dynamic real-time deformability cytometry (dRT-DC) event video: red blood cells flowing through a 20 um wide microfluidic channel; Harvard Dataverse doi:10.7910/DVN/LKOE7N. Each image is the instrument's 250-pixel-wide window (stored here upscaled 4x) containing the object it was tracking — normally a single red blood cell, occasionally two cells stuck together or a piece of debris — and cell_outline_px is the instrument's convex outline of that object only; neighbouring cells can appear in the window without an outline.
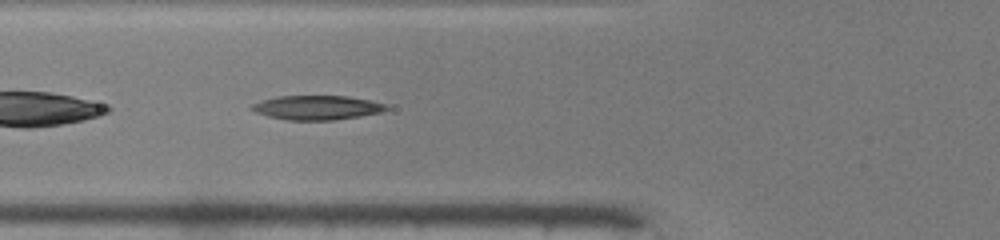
{"species": "common noctule bat (a hibernating species)", "species_latin": "Nyctalus noctula", "temperature_condition": "warm", "stored_images_in_passage": 34, "camera_frame_rate_fps": 3000, "um_per_image_px": 0.085, "animal": {"sex": "male", "body_mass_g": 19.0, "forearm_length_mm": 50.8}, "frame": {"image": 1, "passage_image": 4, "time_ms": 1.0, "image_size_px": [1000, 240], "cell_outline_px": [[388, 108], [380, 112], [360, 116], [336, 120], [288, 120], [268, 116], [256, 112], [252, 108], [252, 104], [276, 96], [348, 96], [388, 104]], "centroid_in_image_um": [26.97, 9.14], "position_along_channel_um": 98.8, "area_um2": 18.84}}
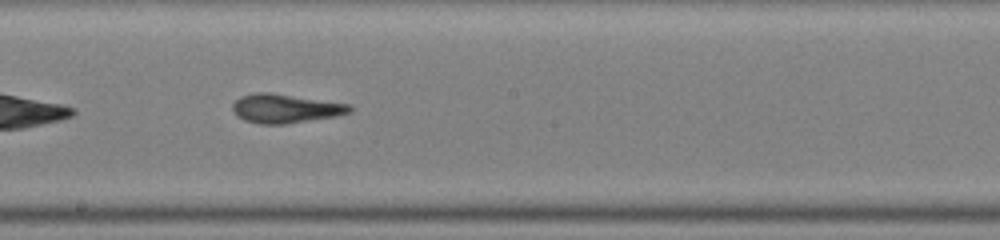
{"frame": {"image": 2, "passage_image": 13, "time_ms": 4.0, "image_size_px": [1000, 240], "cell_outline_px": [[352, 112], [336, 116], [284, 124], [260, 124], [244, 120], [236, 116], [232, 108], [232, 104], [240, 96], [256, 92], [268, 92], [352, 104]], "centroid_in_image_um": [24.25, 9.22], "position_along_channel_um": 223.9, "area_um2": 19.83}}
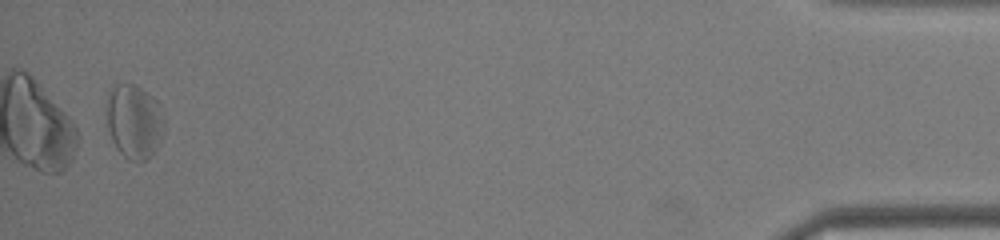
{"frame": {"image": 3, "passage_image": 33, "time_ms": 10.667, "image_size_px": [1000, 240], "cell_outline_px": [[164, 128], [160, 144], [152, 156], [144, 160], [128, 160], [116, 148], [104, 124], [104, 104], [108, 92], [116, 84], [132, 84], [140, 88], [156, 100], [160, 104], [164, 120]], "centroid_in_image_um": [11.35, 10.32], "position_along_channel_um": 423.9, "area_um2": 25.72}, "authors_computed_cell_mechanics": {"area_um2": 19.7676, "velocity_mm_per_s": 4.173, "shape_relaxation_time_tau1_ms": 10.7881, "shape_relaxation_time_tau2_ms": 2.0891, "deformation_change_tau1": 0.2896, "deformation_change_tau2": 0.1233}}